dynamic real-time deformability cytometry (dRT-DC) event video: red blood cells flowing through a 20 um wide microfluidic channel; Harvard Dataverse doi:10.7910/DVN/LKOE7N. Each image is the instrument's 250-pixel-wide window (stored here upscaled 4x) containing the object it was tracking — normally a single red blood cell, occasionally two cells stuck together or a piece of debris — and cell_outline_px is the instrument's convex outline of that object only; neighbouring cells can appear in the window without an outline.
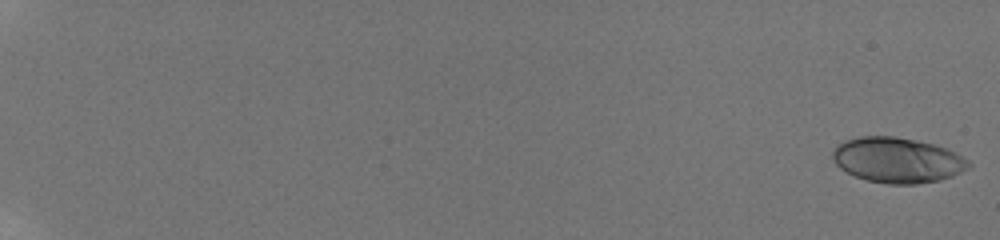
{"species": "human", "species_latin": "Homo sapiens", "temperature_condition": "room temperature", "stored_images_in_passage": 58, "camera_frame_rate_fps": 3000, "um_per_image_px": 0.085, "donor": {"sex": "male"}, "frame": {"image": 1, "passage_image": 1, "time_ms": 0.0, "image_size_px": [1000, 240], "cell_outline_px": [[972, 164], [968, 168], [952, 176], [940, 180], [916, 184], [888, 184], [868, 180], [856, 176], [840, 168], [836, 164], [832, 156], [832, 148], [836, 144], [844, 140], [860, 136], [896, 136], [916, 140], [932, 144], [944, 148], [968, 160]], "centroid_in_image_um": [76.23, 13.6], "position_along_channel_um": 8.8, "area_um2": 35.78}}
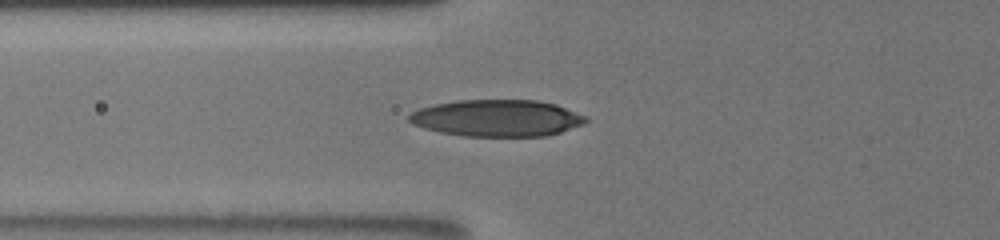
{"frame": {"image": 2, "passage_image": 26, "time_ms": 8.333, "image_size_px": [1000, 240], "cell_outline_px": [[588, 120], [584, 124], [560, 132], [544, 136], [464, 136], [440, 132], [424, 128], [412, 124], [408, 120], [408, 116], [412, 112], [420, 108], [436, 104], [456, 100], [540, 100], [556, 104], [588, 116]], "centroid_in_image_um": [42.27, 10.03], "position_along_channel_um": 83.5, "area_um2": 37.97}}
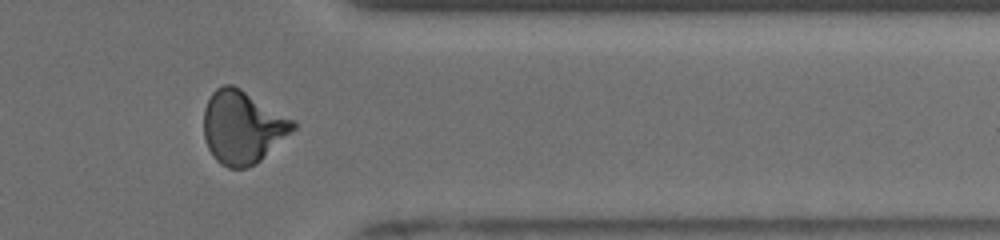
{"frame": {"image": 3, "passage_image": 50, "time_ms": 16.333, "image_size_px": [1000, 240], "cell_outline_px": [[296, 128], [256, 164], [244, 168], [228, 168], [220, 164], [212, 156], [208, 148], [204, 136], [204, 108], [212, 92], [216, 88], [224, 84], [232, 84], [240, 88], [296, 120]], "centroid_in_image_um": [20.61, 10.8], "position_along_channel_um": 390.8, "area_um2": 38.09}, "authors_computed_cell_mechanics": {"area_um2": 35.8938, "velocity_mm_per_s": 3.8898, "shape_relaxation_time_tau1_ms": 5.8248, "shape_relaxation_time_tau2_ms": 1.5846, "deformation_change_tau1": 0.2107, "deformation_change_tau2": 0.0712}}